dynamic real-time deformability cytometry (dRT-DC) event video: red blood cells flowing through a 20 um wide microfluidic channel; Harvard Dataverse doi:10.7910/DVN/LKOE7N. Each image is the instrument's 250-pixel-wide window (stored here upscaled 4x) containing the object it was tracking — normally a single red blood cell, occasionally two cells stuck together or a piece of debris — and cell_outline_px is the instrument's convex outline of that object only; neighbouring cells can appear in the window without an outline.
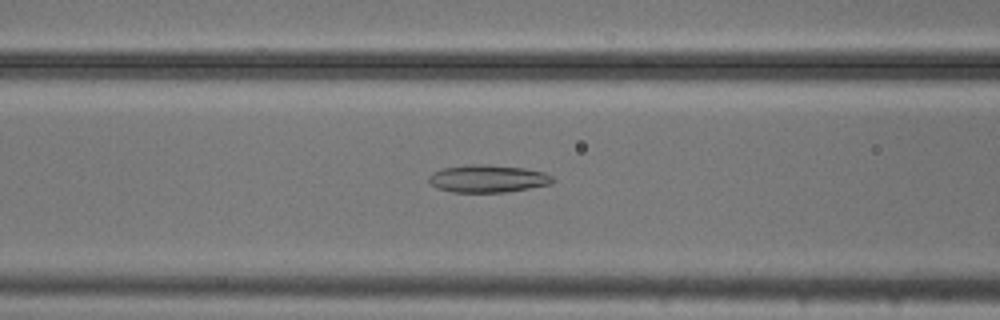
{"species": "common noctule bat (a hibernating species)", "species_latin": "Nyctalus noctula", "temperature_condition": "cold", "stored_images_in_passage": 54, "camera_frame_rate_fps": 3000, "um_per_image_px": 0.085, "animal": {"sex": "male", "body_mass_g": 20.5, "forearm_length_mm": 52.5}, "frame": {"image": 1, "passage_image": 22, "time_ms": 7.0, "image_size_px": [1000, 320], "cell_outline_px": [[556, 180], [552, 184], [508, 192], [452, 192], [436, 188], [428, 180], [428, 176], [432, 172], [444, 168], [468, 164], [484, 164], [524, 168], [544, 172], [552, 176]], "centroid_in_image_um": [41.48, 15.19], "position_along_channel_um": 125.1, "area_um2": 20.06}}
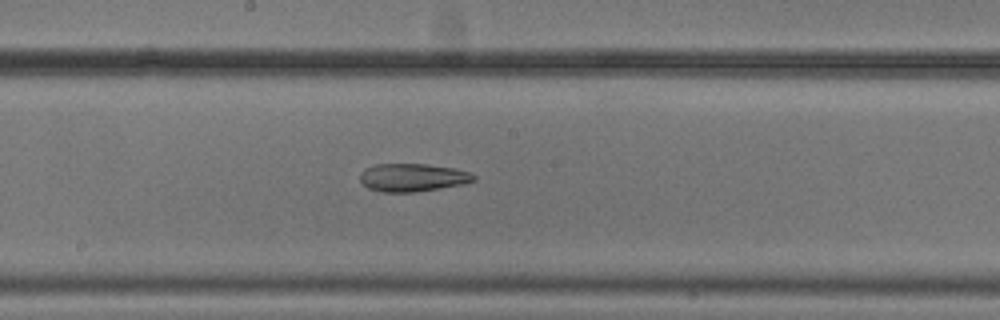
{"frame": {"image": 2, "passage_image": 29, "time_ms": 9.333, "image_size_px": [1000, 320], "cell_outline_px": [[476, 180], [464, 184], [416, 192], [380, 192], [368, 188], [360, 180], [360, 172], [364, 168], [376, 164], [428, 164], [456, 168], [468, 172], [476, 176]], "centroid_in_image_um": [35.07, 15.08], "position_along_channel_um": 213.1, "area_um2": 18.73}}
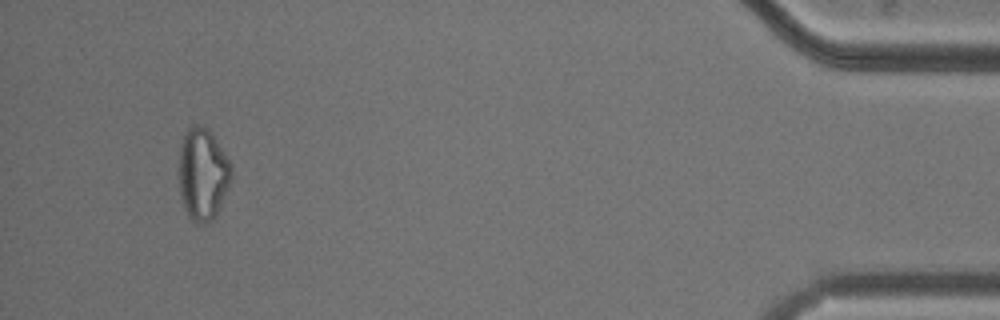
{"frame": {"image": 3, "passage_image": 51, "time_ms": 16.667, "image_size_px": [1000, 320], "cell_outline_px": [[232, 176], [228, 188], [216, 216], [212, 220], [204, 224], [196, 224], [188, 216], [184, 208], [180, 196], [176, 172], [180, 140], [188, 124], [204, 124], [208, 128], [232, 164]], "centroid_in_image_um": [17.18, 14.76], "position_along_channel_um": 418.0, "area_um2": 29.42}, "authors_computed_cell_mechanics": {"area_um2": 25.0563, "velocity_mm_per_s": 3.7645, "shape_relaxation_time_tau1_ms": null, "shape_relaxation_time_tau2_ms": 2.3623, "deformation_change_tau1": null, "deformation_change_tau2": 0.0884}}